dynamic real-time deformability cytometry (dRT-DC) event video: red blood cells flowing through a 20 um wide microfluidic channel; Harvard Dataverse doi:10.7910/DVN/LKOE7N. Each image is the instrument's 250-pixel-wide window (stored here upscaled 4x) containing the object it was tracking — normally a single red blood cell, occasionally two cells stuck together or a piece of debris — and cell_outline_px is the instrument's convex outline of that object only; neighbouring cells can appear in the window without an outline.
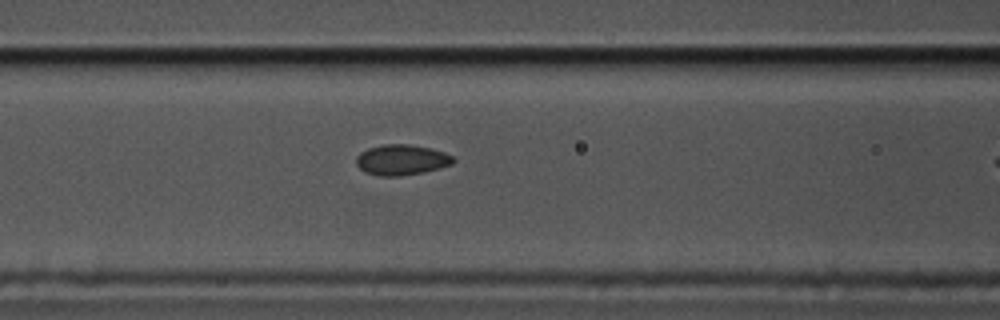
{"species": "common noctule bat (a hibernating species)", "species_latin": "Nyctalus noctula", "temperature_condition": "cold", "stored_images_in_passage": 11, "camera_frame_rate_fps": 3000, "um_per_image_px": 0.085, "animal": {"sex": "male", "body_mass_g": 17.5, "forearm_length_mm": 52.3}, "frame": {"image": 1, "passage_image": 10, "time_ms": 3.0, "image_size_px": [1000, 320], "cell_outline_px": [[456, 160], [452, 164], [440, 168], [424, 172], [400, 176], [380, 176], [364, 172], [356, 164], [356, 156], [360, 152], [368, 148], [384, 144], [408, 144], [432, 148], [444, 152], [452, 156]], "centroid_in_image_um": [34.13, 13.58], "position_along_channel_um": 132.5, "area_um2": 17.4}}